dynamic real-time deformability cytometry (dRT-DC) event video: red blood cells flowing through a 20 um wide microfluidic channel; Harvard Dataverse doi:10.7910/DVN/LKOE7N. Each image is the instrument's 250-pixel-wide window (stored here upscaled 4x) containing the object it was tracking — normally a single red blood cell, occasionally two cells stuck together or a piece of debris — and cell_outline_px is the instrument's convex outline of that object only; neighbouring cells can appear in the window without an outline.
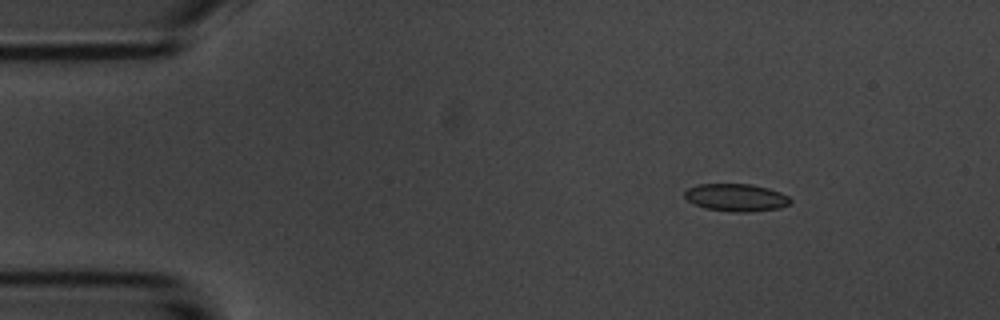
{"species": "common noctule bat (a hibernating species)", "species_latin": "Nyctalus noctula", "temperature_condition": "room temperature", "stored_images_in_passage": 52, "camera_frame_rate_fps": 3000, "um_per_image_px": 0.085, "animal": {"sex": "male", "body_mass_g": 20.1, "forearm_length_mm": 53.5}, "frame": {"image": 1, "passage_image": 5, "time_ms": 1.333, "image_size_px": [1000, 320], "cell_outline_px": [[792, 200], [788, 204], [780, 208], [748, 212], [732, 212], [704, 208], [688, 200], [684, 196], [684, 192], [688, 188], [696, 184], [752, 184], [768, 188], [780, 192], [788, 196]], "centroid_in_image_um": [62.57, 16.78], "position_along_channel_um": 22.4, "area_um2": 16.99}}
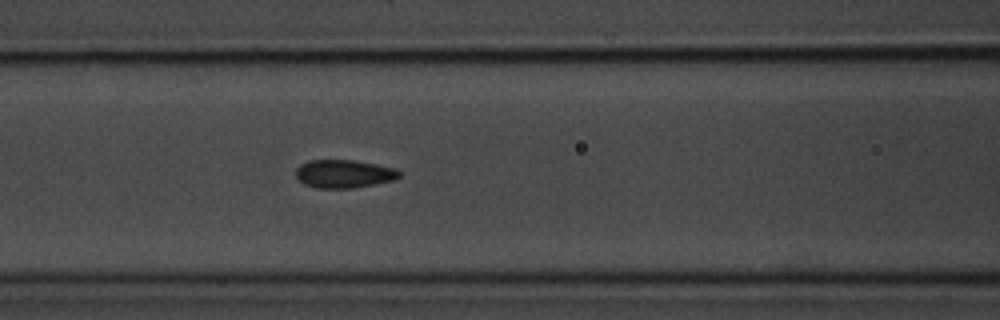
{"frame": {"image": 2, "passage_image": 20, "time_ms": 6.333, "image_size_px": [1000, 320], "cell_outline_px": [[400, 176], [396, 180], [352, 188], [316, 188], [304, 184], [296, 180], [296, 168], [300, 164], [308, 160], [352, 160], [376, 164], [396, 168], [400, 172]], "centroid_in_image_um": [29.21, 14.77], "position_along_channel_um": 137.4, "area_um2": 17.17}}
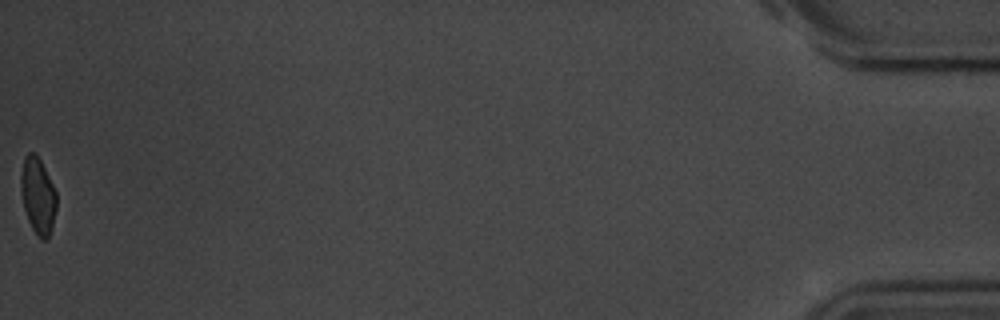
{"frame": {"image": 3, "passage_image": 52, "time_ms": 17.0, "image_size_px": [1000, 320], "cell_outline_px": [[56, 208], [48, 240], [40, 240], [32, 228], [28, 220], [24, 208], [20, 192], [20, 176], [24, 156], [28, 152], [36, 152], [56, 192]], "centroid_in_image_um": [3.19, 16.63], "position_along_channel_um": 432.0, "area_um2": 15.9}, "authors_computed_cell_mechanics": {"area_um2": 17.051, "velocity_mm_per_s": 3.6989, "shape_relaxation_time_tau1_ms": 2.8062, "shape_relaxation_time_tau2_ms": 1.0094, "deformation_change_tau1": 0.1121, "deformation_change_tau2": 0.0709}}